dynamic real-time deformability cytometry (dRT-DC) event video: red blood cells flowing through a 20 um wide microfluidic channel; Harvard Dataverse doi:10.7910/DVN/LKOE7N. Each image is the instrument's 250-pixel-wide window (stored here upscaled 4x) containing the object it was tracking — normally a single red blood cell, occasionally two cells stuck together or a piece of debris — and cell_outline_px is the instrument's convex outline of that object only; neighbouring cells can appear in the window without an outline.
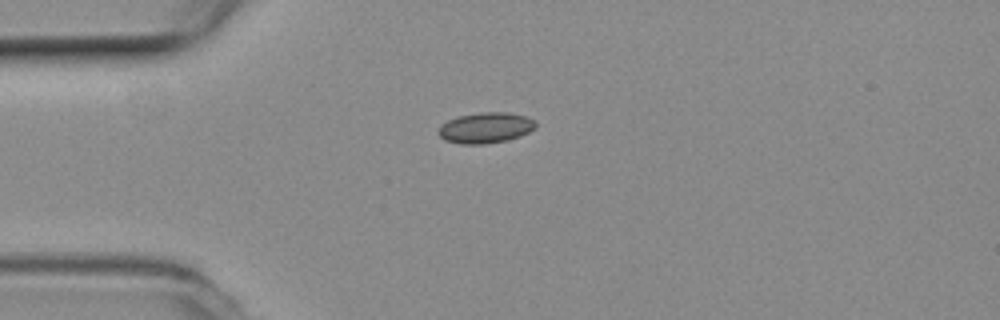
{"species": "common noctule bat (a hibernating species)", "species_latin": "Nyctalus noctula", "temperature_condition": "room temperature", "stored_images_in_passage": 8, "camera_frame_rate_fps": 3000, "um_per_image_px": 0.085, "animal": {"sex": "female", "body_mass_g": 19.3, "forearm_length_mm": 54.1}, "frame": {"image": 1, "passage_image": 1, "time_ms": 0.0, "image_size_px": [1000, 320], "cell_outline_px": [[536, 128], [520, 136], [508, 140], [484, 144], [460, 144], [444, 140], [436, 132], [440, 124], [448, 120], [460, 116], [480, 112], [508, 112], [528, 116], [536, 120]], "centroid_in_image_um": [41.28, 10.86], "position_along_channel_um": 43.7, "area_um2": 17.69}}
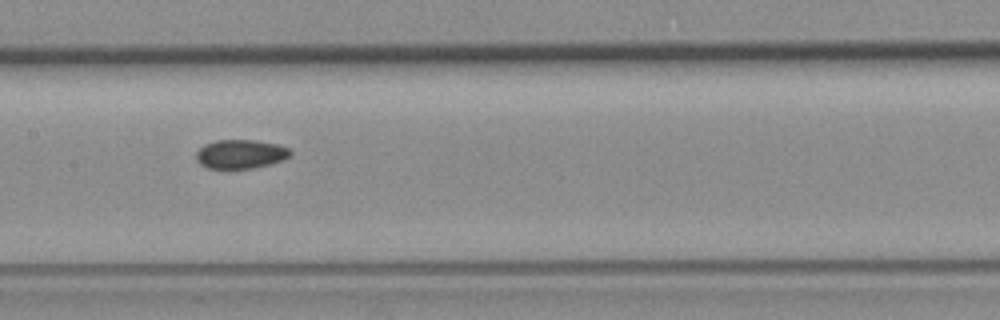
{"frame": {"image": 2, "passage_image": 5, "time_ms": 1.333, "image_size_px": [1000, 320], "cell_outline_px": [[292, 152], [288, 156], [280, 160], [268, 164], [252, 168], [208, 168], [200, 164], [196, 160], [196, 152], [204, 144], [216, 140], [256, 140], [276, 144], [288, 148]], "centroid_in_image_um": [20.4, 13.08], "position_along_channel_um": 187.0, "area_um2": 15.66}}
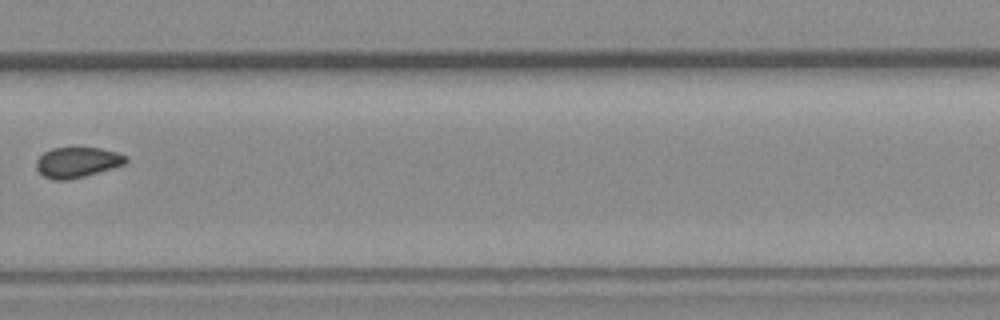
{"frame": {"image": 3, "passage_image": 8, "time_ms": 2.333, "image_size_px": [1000, 320], "cell_outline_px": [[128, 160], [124, 164], [112, 168], [84, 176], [68, 180], [52, 180], [44, 176], [36, 168], [36, 160], [44, 152], [52, 148], [100, 148], [116, 152], [128, 156]], "centroid_in_image_um": [6.56, 13.8], "position_along_channel_um": 323.2, "area_um2": 15.78}}